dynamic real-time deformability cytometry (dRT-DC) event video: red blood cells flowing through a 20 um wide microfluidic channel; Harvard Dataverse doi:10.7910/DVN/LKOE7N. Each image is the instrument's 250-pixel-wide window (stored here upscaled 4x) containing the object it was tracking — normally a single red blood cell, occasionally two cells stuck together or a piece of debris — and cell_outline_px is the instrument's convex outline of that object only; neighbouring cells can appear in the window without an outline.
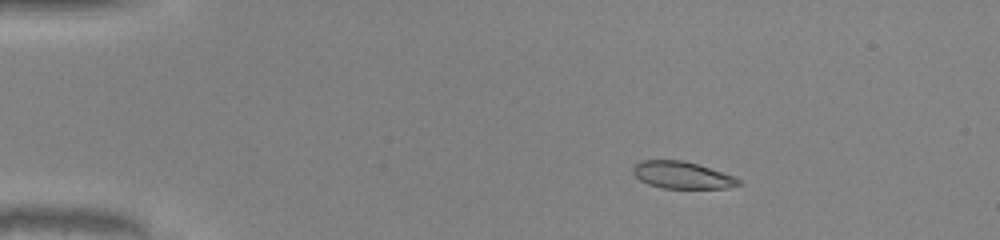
{"species": "common noctule bat (a hibernating species)", "species_latin": "Nyctalus noctula", "temperature_condition": "warm", "stored_images_in_passage": 51, "camera_frame_rate_fps": 3000, "um_per_image_px": 0.085, "animal": {"sex": "male", "body_mass_g": 20.0, "forearm_length_mm": 53.3}, "frame": {"image": 1, "passage_image": 9, "time_ms": 2.667, "image_size_px": [1000, 240], "cell_outline_px": [[740, 184], [728, 188], [664, 188], [648, 184], [640, 180], [632, 172], [632, 168], [640, 160], [684, 160], [736, 176], [740, 180]], "centroid_in_image_um": [57.98, 14.88], "position_along_channel_um": 27.0, "area_um2": 16.65}}
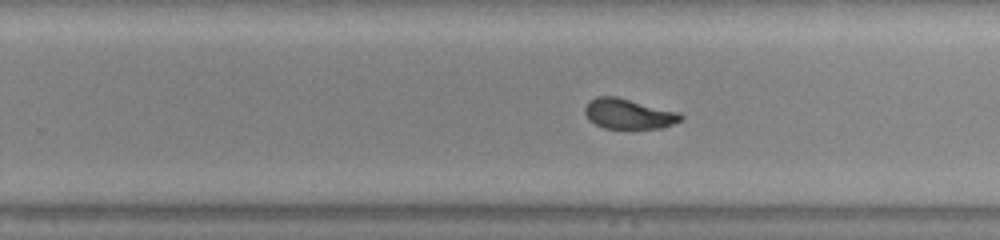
{"frame": {"image": 2, "passage_image": 33, "time_ms": 10.667, "image_size_px": [1000, 240], "cell_outline_px": [[684, 120], [664, 128], [604, 128], [588, 120], [584, 112], [584, 108], [588, 100], [596, 96], [616, 96], [680, 112], [684, 116]], "centroid_in_image_um": [53.45, 9.67], "position_along_channel_um": 276.4, "area_um2": 17.17}}
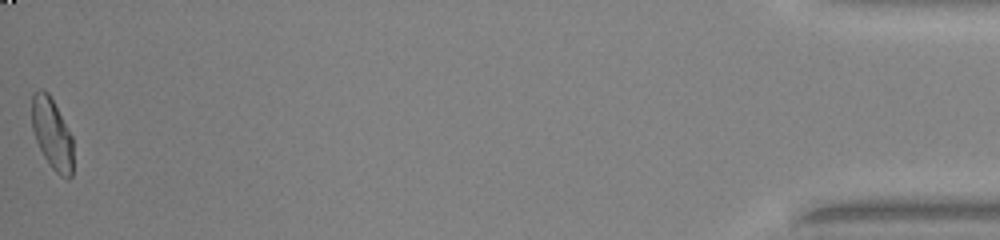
{"frame": {"image": 3, "passage_image": 51, "time_ms": 16.667, "image_size_px": [1000, 240], "cell_outline_px": [[72, 176], [68, 180], [60, 176], [52, 168], [44, 156], [36, 140], [32, 128], [32, 96], [40, 88], [48, 92], [72, 136]], "centroid_in_image_um": [4.43, 11.39], "position_along_channel_um": 430.8, "area_um2": 16.88}, "authors_computed_cell_mechanics": {"area_um2": 17.3978, "velocity_mm_per_s": 4.1134, "shape_relaxation_time_tau1_ms": 3.526, "shape_relaxation_time_tau2_ms": 0.7328, "deformation_change_tau1": 0.1602, "deformation_change_tau2": 0.0637}}